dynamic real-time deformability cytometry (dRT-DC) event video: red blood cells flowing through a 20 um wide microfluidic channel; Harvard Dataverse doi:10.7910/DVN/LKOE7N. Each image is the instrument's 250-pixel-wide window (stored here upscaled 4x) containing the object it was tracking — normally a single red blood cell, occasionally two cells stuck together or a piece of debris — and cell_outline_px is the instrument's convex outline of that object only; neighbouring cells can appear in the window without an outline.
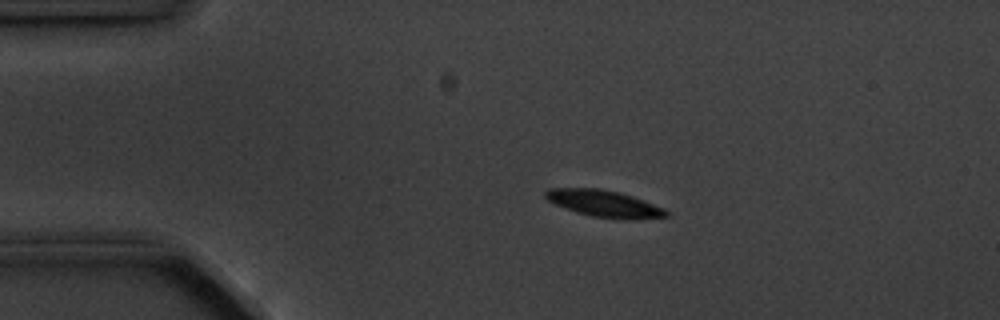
{"species": "common noctule bat (a hibernating species)", "species_latin": "Nyctalus noctula", "temperature_condition": "cold", "stored_images_in_passage": 9, "camera_frame_rate_fps": 3000, "um_per_image_px": 0.085, "animal": {"sex": "male", "body_mass_g": 20.1, "forearm_length_mm": 53.5}, "frame": {"image": 1, "passage_image": 3, "time_ms": 2.333, "image_size_px": [1000, 320], "cell_outline_px": [[668, 216], [636, 220], [628, 220], [592, 216], [576, 212], [556, 204], [548, 200], [544, 196], [544, 192], [548, 188], [600, 188], [632, 196], [664, 208], [668, 212]], "centroid_in_image_um": [51.36, 17.31], "position_along_channel_um": 33.6, "area_um2": 18.73}}
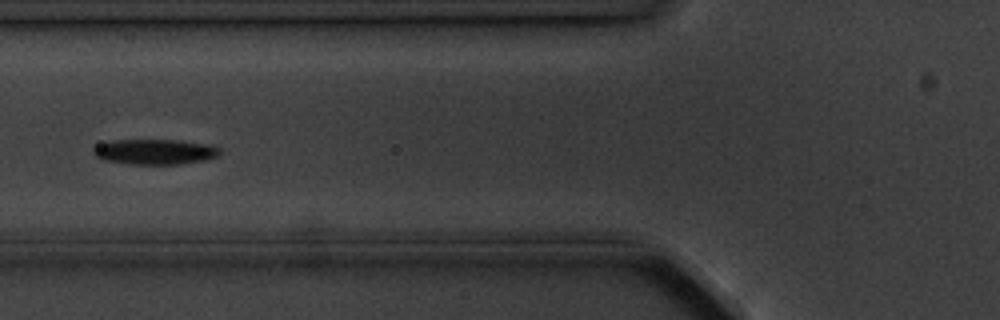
{"frame": {"image": 2, "passage_image": 6, "time_ms": 5.667, "image_size_px": [1000, 320], "cell_outline_px": [[220, 152], [216, 156], [204, 160], [180, 164], [128, 164], [104, 160], [96, 156], [92, 152], [92, 148], [100, 144], [112, 140], [176, 140], [204, 144], [220, 148]], "centroid_in_image_um": [13.11, 12.9], "position_along_channel_um": 112.7, "area_um2": 18.44}}